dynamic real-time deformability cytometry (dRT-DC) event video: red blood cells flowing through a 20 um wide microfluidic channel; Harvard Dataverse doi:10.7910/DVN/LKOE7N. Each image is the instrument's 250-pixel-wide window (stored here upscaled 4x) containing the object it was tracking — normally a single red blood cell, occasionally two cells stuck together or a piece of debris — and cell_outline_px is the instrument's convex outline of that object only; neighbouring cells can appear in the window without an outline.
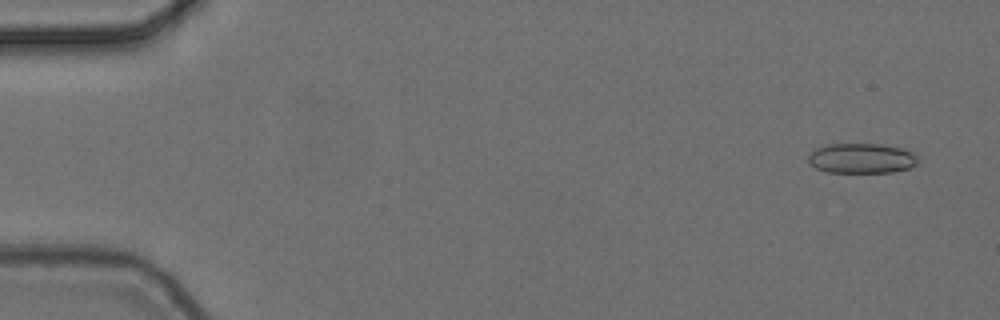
{"species": "common noctule bat (a hibernating species)", "species_latin": "Nyctalus noctula", "temperature_condition": "cold", "stored_images_in_passage": 5, "camera_frame_rate_fps": 3000, "um_per_image_px": 0.085, "animal": {"sex": "female", "body_mass_g": 24.6, "forearm_length_mm": 56.2}, "frame": {"image": 1, "passage_image": 1, "time_ms": 0.0, "image_size_px": [1000, 320], "cell_outline_px": [[916, 164], [908, 168], [892, 172], [828, 172], [816, 168], [808, 164], [808, 156], [816, 148], [828, 144], [884, 144], [900, 148], [916, 156]], "centroid_in_image_um": [73.17, 13.46], "position_along_channel_um": 11.8, "area_um2": 18.96}}
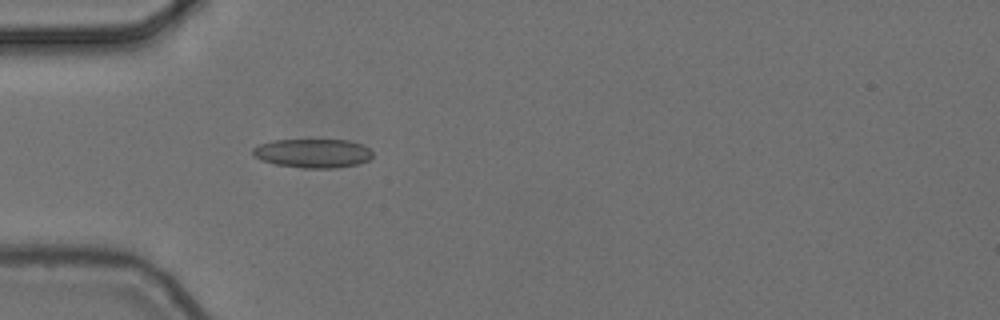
{"frame": {"image": 2, "passage_image": 5, "time_ms": 1.333, "image_size_px": [1000, 320], "cell_outline_px": [[372, 156], [368, 160], [356, 164], [332, 168], [300, 168], [276, 164], [260, 160], [252, 156], [252, 148], [260, 144], [272, 140], [348, 140], [364, 144], [372, 152]], "centroid_in_image_um": [26.56, 13.02], "position_along_channel_um": 58.4, "area_um2": 20.29}}